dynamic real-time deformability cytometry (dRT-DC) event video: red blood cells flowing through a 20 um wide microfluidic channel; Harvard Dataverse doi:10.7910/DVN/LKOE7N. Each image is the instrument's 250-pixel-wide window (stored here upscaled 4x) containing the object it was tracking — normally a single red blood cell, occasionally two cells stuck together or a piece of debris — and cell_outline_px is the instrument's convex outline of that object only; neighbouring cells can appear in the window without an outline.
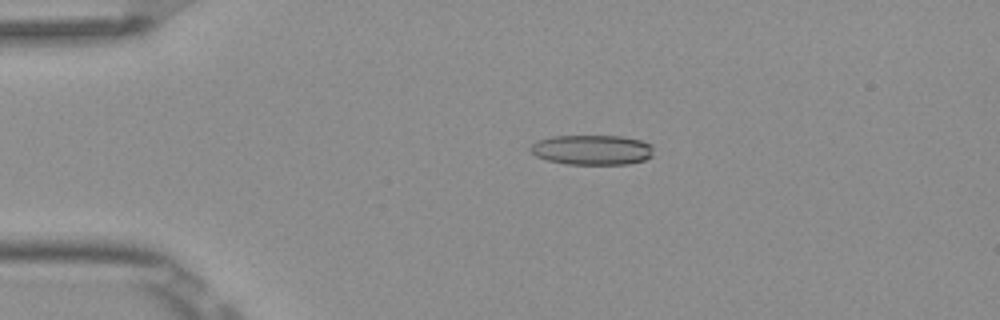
{"species": "Egyptian fruit bat (a non-hibernating species)", "species_latin": "Rousettus aegyptiacus", "temperature_condition": "room temperature", "stored_images_in_passage": 4, "camera_frame_rate_fps": 3000, "um_per_image_px": 0.085, "frame": {"image": 1, "passage_image": 3, "time_ms": 0.667, "image_size_px": [1000, 320], "cell_outline_px": [[652, 156], [644, 160], [628, 164], [564, 164], [548, 160], [536, 156], [528, 148], [532, 144], [540, 140], [552, 136], [620, 136], [640, 140], [652, 144]], "centroid_in_image_um": [50.33, 12.74], "position_along_channel_um": 34.7, "area_um2": 21.44}}